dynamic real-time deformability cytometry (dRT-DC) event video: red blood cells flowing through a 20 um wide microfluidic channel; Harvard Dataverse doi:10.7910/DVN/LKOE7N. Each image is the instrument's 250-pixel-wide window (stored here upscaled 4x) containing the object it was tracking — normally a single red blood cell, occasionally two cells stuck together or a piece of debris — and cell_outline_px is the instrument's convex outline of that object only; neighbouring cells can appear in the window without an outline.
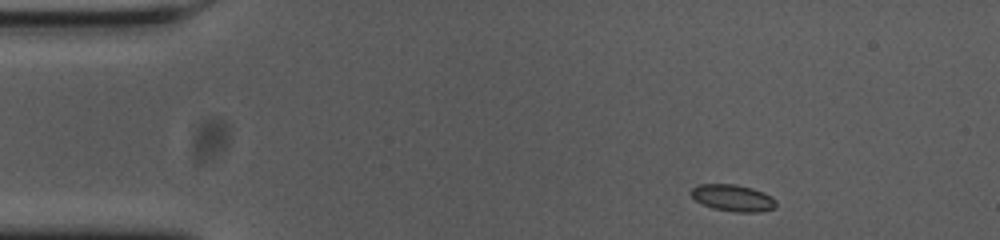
{"species": "common noctule bat (a hibernating species)", "species_latin": "Nyctalus noctula", "temperature_condition": "cold", "stored_images_in_passage": 49, "camera_frame_rate_fps": 3000, "um_per_image_px": 0.085, "animal": {"sex": "female", "body_mass_g": 23.0, "forearm_length_mm": 53.4}, "frame": {"image": 1, "passage_image": 1, "time_ms": 0.0, "image_size_px": [1000, 240], "cell_outline_px": [[776, 208], [760, 212], [736, 212], [712, 208], [696, 200], [688, 192], [692, 188], [700, 184], [736, 184], [752, 188], [764, 192], [772, 196], [776, 200]], "centroid_in_image_um": [62.32, 16.82], "position_along_channel_um": 22.7, "area_um2": 13.35}}
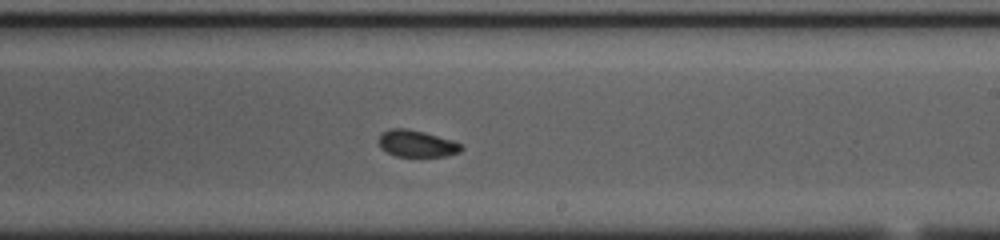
{"frame": {"image": 2, "passage_image": 26, "time_ms": 8.333, "image_size_px": [1000, 240], "cell_outline_px": [[464, 148], [460, 152], [444, 156], [396, 156], [388, 152], [380, 144], [380, 136], [388, 128], [408, 128], [424, 132], [452, 140], [460, 144]], "centroid_in_image_um": [35.46, 12.2], "position_along_channel_um": 253.5, "area_um2": 12.6}}
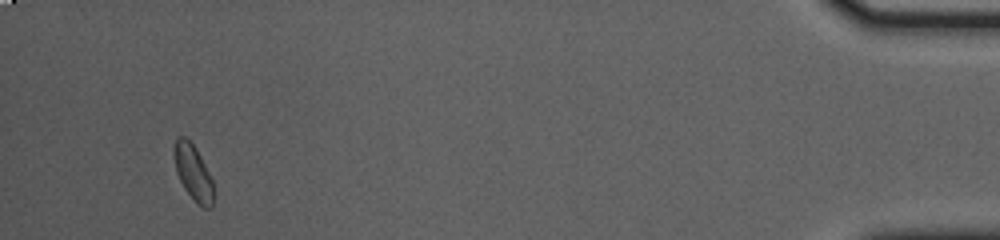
{"frame": {"image": 3, "passage_image": 46, "time_ms": 15.0, "image_size_px": [1000, 240], "cell_outline_px": [[212, 208], [204, 208], [184, 188], [176, 172], [172, 152], [172, 148], [176, 140], [180, 136], [184, 136], [196, 148], [212, 180]], "centroid_in_image_um": [16.37, 14.61], "position_along_channel_um": 418.8, "area_um2": 12.37}, "authors_computed_cell_mechanics": {"area_um2": 13.0628, "velocity_mm_per_s": 3.6494, "shape_relaxation_time_tau1_ms": null, "shape_relaxation_time_tau2_ms": 2.3608, "deformation_change_tau1": null, "deformation_change_tau2": 0.062}}